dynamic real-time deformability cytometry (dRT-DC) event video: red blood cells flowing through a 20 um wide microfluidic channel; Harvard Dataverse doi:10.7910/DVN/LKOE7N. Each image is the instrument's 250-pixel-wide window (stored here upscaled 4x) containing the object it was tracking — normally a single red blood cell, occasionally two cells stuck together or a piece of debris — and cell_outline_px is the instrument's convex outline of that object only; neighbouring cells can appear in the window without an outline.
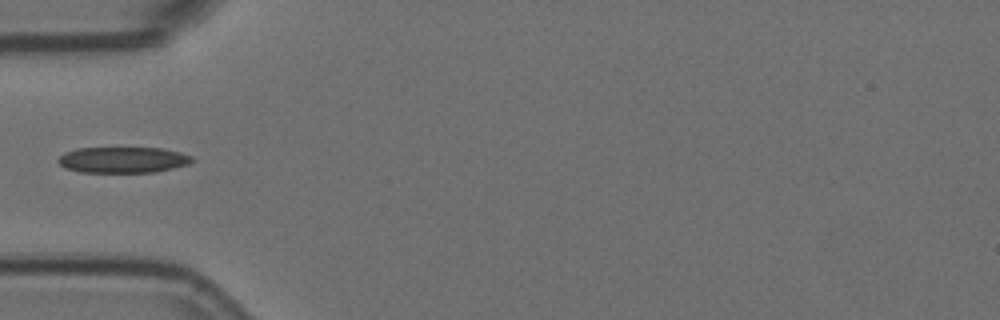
{"species": "Egyptian fruit bat (a non-hibernating species)", "species_latin": "Rousettus aegyptiacus", "temperature_condition": "room temperature", "stored_images_in_passage": 14, "camera_frame_rate_fps": 3000, "um_per_image_px": 0.085, "animal": {"sex": "female"}, "frame": {"image": 1, "passage_image": 5, "time_ms": 1.333, "image_size_px": [1000, 320], "cell_outline_px": [[196, 160], [188, 164], [156, 172], [80, 172], [64, 168], [56, 160], [64, 152], [76, 148], [164, 148], [180, 152], [192, 156]], "centroid_in_image_um": [10.45, 13.58], "position_along_channel_um": 74.6, "area_um2": 20.4}}
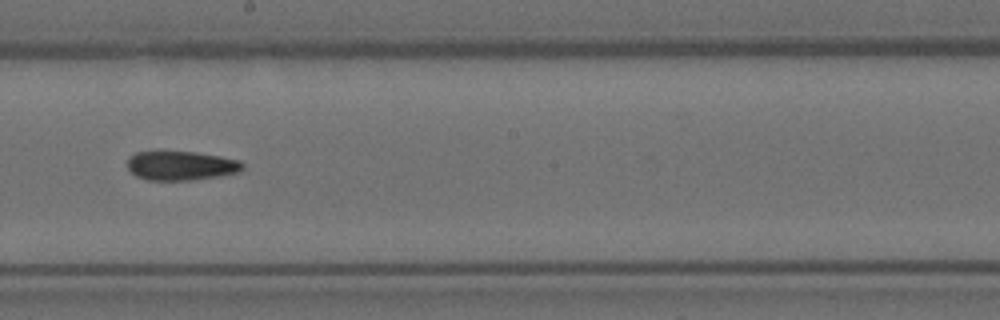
{"frame": {"image": 2, "passage_image": 9, "time_ms": 2.667, "image_size_px": [1000, 320], "cell_outline_px": [[244, 168], [240, 172], [192, 180], [148, 180], [136, 176], [128, 168], [128, 160], [136, 152], [156, 148], [196, 152], [220, 156], [240, 160], [244, 164]], "centroid_in_image_um": [15.36, 14.03], "position_along_channel_um": 232.8, "area_um2": 20.29}}
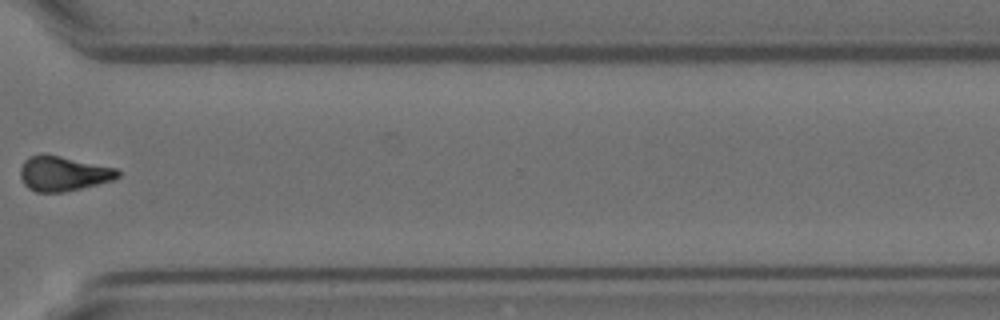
{"frame": {"image": 3, "passage_image": 12, "time_ms": 3.667, "image_size_px": [1000, 320], "cell_outline_px": [[120, 176], [112, 180], [64, 192], [36, 192], [28, 188], [24, 184], [20, 176], [20, 168], [24, 160], [28, 156], [40, 152], [60, 156], [116, 168], [120, 172]], "centroid_in_image_um": [5.32, 14.73], "position_along_channel_um": 365.3, "area_um2": 19.83}}